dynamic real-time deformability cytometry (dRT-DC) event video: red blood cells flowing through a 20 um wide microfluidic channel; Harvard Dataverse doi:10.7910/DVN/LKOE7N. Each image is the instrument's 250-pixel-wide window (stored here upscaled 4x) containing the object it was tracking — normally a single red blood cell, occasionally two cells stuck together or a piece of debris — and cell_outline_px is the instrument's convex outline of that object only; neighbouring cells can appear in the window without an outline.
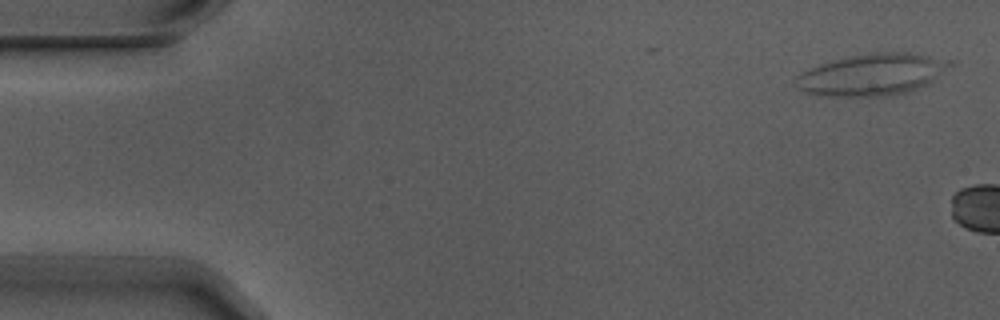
{"species": "Egyptian fruit bat (a non-hibernating species)", "species_latin": "Rousettus aegyptiacus", "temperature_condition": "warm", "stored_images_in_passage": 2, "camera_frame_rate_fps": 3000, "um_per_image_px": 0.085, "animal": {"sex": "male"}, "frame": {"image": 1, "passage_image": 1, "time_ms": 0.0, "image_size_px": [1000, 320], "cell_outline_px": [[932, 60], [928, 84], [912, 92], [892, 96], [820, 96], [804, 92], [796, 88], [792, 84], [792, 80], [800, 72], [820, 64], [848, 56], [876, 52], [908, 52]], "centroid_in_image_um": [73.66, 6.41], "position_along_channel_um": 11.3, "area_um2": 35.32}}